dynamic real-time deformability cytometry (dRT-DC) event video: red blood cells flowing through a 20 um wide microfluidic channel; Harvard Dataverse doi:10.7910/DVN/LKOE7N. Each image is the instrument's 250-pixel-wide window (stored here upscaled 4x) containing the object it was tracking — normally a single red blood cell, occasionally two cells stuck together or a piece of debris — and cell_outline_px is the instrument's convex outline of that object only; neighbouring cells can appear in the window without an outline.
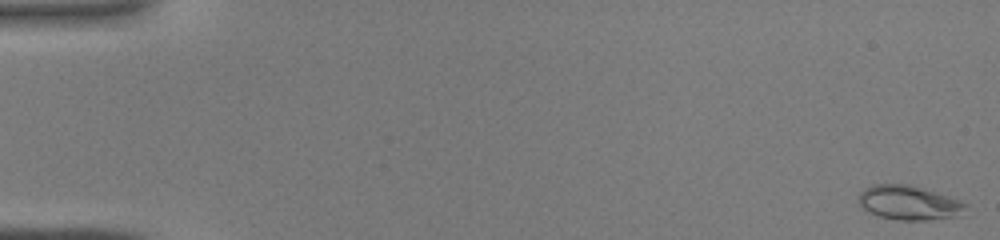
{"species": "common noctule bat (a hibernating species)", "species_latin": "Nyctalus noctula", "temperature_condition": "warm", "stored_images_in_passage": 44, "camera_frame_rate_fps": 3000, "um_per_image_px": 0.085, "animal": {"sex": "male", "body_mass_g": 19.0, "forearm_length_mm": 50.8}, "frame": {"image": 1, "passage_image": 1, "time_ms": 0.0, "image_size_px": [1000, 240], "cell_outline_px": [[968, 216], [924, 220], [900, 220], [880, 216], [868, 212], [860, 204], [856, 196], [864, 188], [872, 184], [908, 184], [960, 200], [968, 204]], "centroid_in_image_um": [77.32, 17.25], "position_along_channel_um": 7.7, "area_um2": 21.79}}
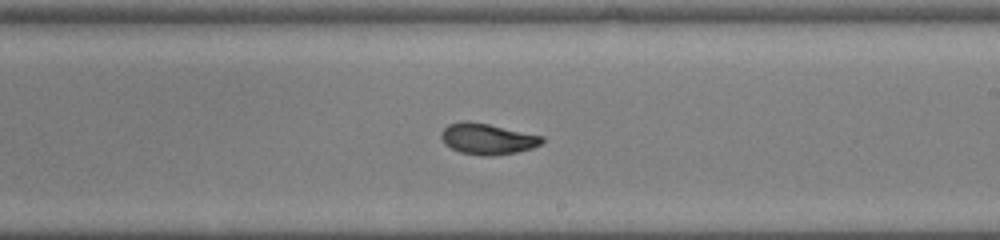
{"frame": {"image": 2, "passage_image": 27, "time_ms": 8.667, "image_size_px": [1000, 240], "cell_outline_px": [[544, 140], [540, 144], [532, 148], [516, 152], [492, 156], [480, 156], [460, 152], [444, 144], [440, 136], [440, 132], [448, 124], [464, 120], [468, 120], [488, 124], [544, 136]], "centroid_in_image_um": [41.4, 11.8], "position_along_channel_um": 247.6, "area_um2": 18.32}}
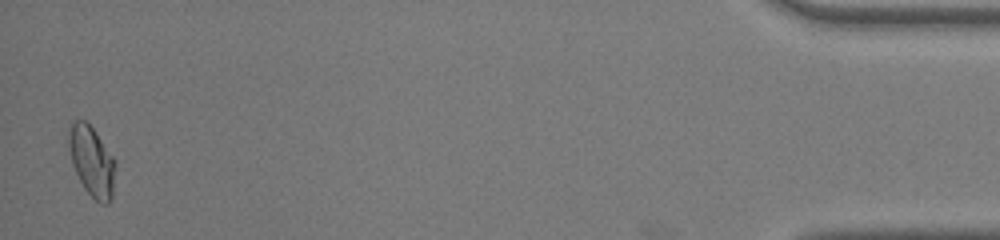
{"frame": {"image": 3, "passage_image": 44, "time_ms": 14.333, "image_size_px": [1000, 240], "cell_outline_px": [[116, 164], [112, 196], [108, 204], [100, 204], [84, 188], [72, 164], [68, 148], [68, 132], [72, 120], [88, 120], [112, 156]], "centroid_in_image_um": [7.79, 13.67], "position_along_channel_um": 427.4, "area_um2": 19.13}}